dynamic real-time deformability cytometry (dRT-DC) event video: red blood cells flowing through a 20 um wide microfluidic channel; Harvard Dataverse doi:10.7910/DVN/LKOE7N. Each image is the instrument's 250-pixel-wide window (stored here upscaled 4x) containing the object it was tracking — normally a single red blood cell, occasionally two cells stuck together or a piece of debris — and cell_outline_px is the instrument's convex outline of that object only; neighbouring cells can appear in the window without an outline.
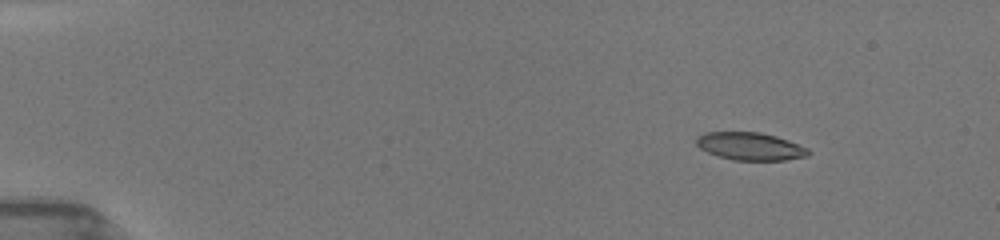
{"species": "common noctule bat (a hibernating species)", "species_latin": "Nyctalus noctula", "temperature_condition": "room temperature", "stored_images_in_passage": 20, "camera_frame_rate_fps": 3000, "um_per_image_px": 0.085, "animal": {"sex": "female", "body_mass_g": 19.5, "forearm_length_mm": 54.1}, "frame": {"image": 1, "passage_image": 1, "time_ms": 0.0, "image_size_px": [1000, 240], "cell_outline_px": [[812, 152], [808, 156], [784, 160], [732, 160], [716, 156], [700, 148], [696, 144], [696, 136], [704, 132], [760, 132], [776, 136], [788, 140], [808, 148]], "centroid_in_image_um": [63.76, 12.43], "position_along_channel_um": 21.2, "area_um2": 18.26}}
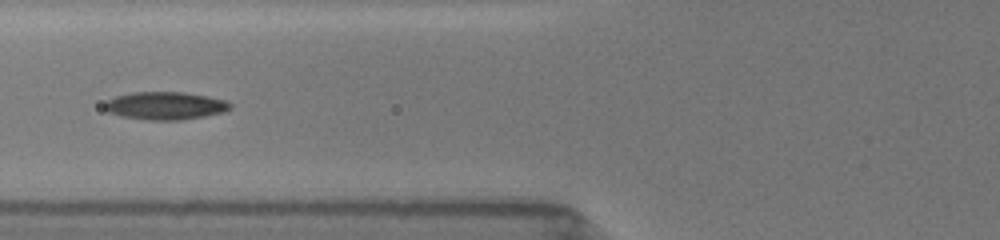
{"frame": {"image": 2, "passage_image": 14, "time_ms": 5.0, "image_size_px": [1000, 240], "cell_outline_px": [[232, 108], [224, 112], [204, 116], [180, 120], [148, 120], [120, 116], [108, 112], [104, 108], [104, 104], [108, 100], [116, 96], [132, 92], [184, 92], [208, 96], [224, 100], [232, 104]], "centroid_in_image_um": [14.05, 8.99], "position_along_channel_um": 111.7, "area_um2": 20.4}}
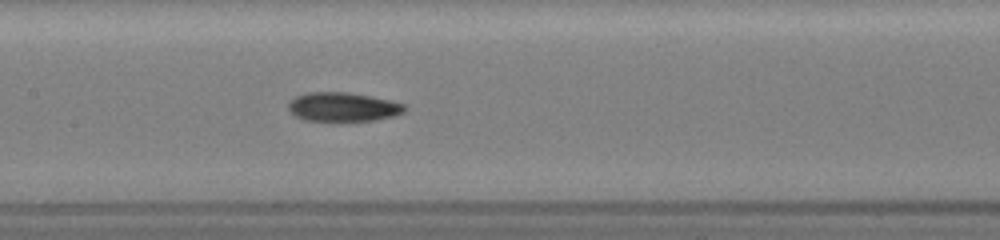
{"frame": {"image": 3, "passage_image": 19, "time_ms": 6.667, "image_size_px": [1000, 240], "cell_outline_px": [[408, 108], [404, 112], [396, 116], [376, 120], [304, 120], [296, 116], [288, 108], [288, 104], [296, 96], [308, 92], [348, 92], [372, 96], [404, 104]], "centroid_in_image_um": [29.2, 9.08], "position_along_channel_um": 178.2, "area_um2": 19.54}}